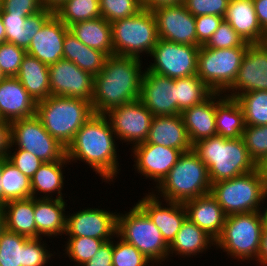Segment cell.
<instances>
[{"mask_svg":"<svg viewBox=\"0 0 267 266\" xmlns=\"http://www.w3.org/2000/svg\"><path fill=\"white\" fill-rule=\"evenodd\" d=\"M66 201V202H65ZM65 199L34 198V218L36 223V238L46 237L59 238L66 231V208Z\"/></svg>","mask_w":267,"mask_h":266,"instance_id":"24","label":"cell"},{"mask_svg":"<svg viewBox=\"0 0 267 266\" xmlns=\"http://www.w3.org/2000/svg\"><path fill=\"white\" fill-rule=\"evenodd\" d=\"M176 78L145 71L139 100L154 116L177 115Z\"/></svg>","mask_w":267,"mask_h":266,"instance_id":"21","label":"cell"},{"mask_svg":"<svg viewBox=\"0 0 267 266\" xmlns=\"http://www.w3.org/2000/svg\"><path fill=\"white\" fill-rule=\"evenodd\" d=\"M111 24L113 55L149 57L158 41L155 17L151 10L141 9L137 14L118 19Z\"/></svg>","mask_w":267,"mask_h":266,"instance_id":"8","label":"cell"},{"mask_svg":"<svg viewBox=\"0 0 267 266\" xmlns=\"http://www.w3.org/2000/svg\"><path fill=\"white\" fill-rule=\"evenodd\" d=\"M242 138L257 165L267 157V125L245 126Z\"/></svg>","mask_w":267,"mask_h":266,"instance_id":"43","label":"cell"},{"mask_svg":"<svg viewBox=\"0 0 267 266\" xmlns=\"http://www.w3.org/2000/svg\"><path fill=\"white\" fill-rule=\"evenodd\" d=\"M130 150L134 171L141 175L140 177H145L142 179L152 180L154 186L148 192L153 191L163 181L183 154L181 150L151 143H140Z\"/></svg>","mask_w":267,"mask_h":266,"instance_id":"16","label":"cell"},{"mask_svg":"<svg viewBox=\"0 0 267 266\" xmlns=\"http://www.w3.org/2000/svg\"><path fill=\"white\" fill-rule=\"evenodd\" d=\"M258 170L261 173L264 186L267 192V157L263 159L258 165H257Z\"/></svg>","mask_w":267,"mask_h":266,"instance_id":"56","label":"cell"},{"mask_svg":"<svg viewBox=\"0 0 267 266\" xmlns=\"http://www.w3.org/2000/svg\"><path fill=\"white\" fill-rule=\"evenodd\" d=\"M54 14L69 28L71 25L101 17L99 0H66Z\"/></svg>","mask_w":267,"mask_h":266,"instance_id":"39","label":"cell"},{"mask_svg":"<svg viewBox=\"0 0 267 266\" xmlns=\"http://www.w3.org/2000/svg\"><path fill=\"white\" fill-rule=\"evenodd\" d=\"M184 0H141L144 9L152 10L155 7L183 3Z\"/></svg>","mask_w":267,"mask_h":266,"instance_id":"55","label":"cell"},{"mask_svg":"<svg viewBox=\"0 0 267 266\" xmlns=\"http://www.w3.org/2000/svg\"><path fill=\"white\" fill-rule=\"evenodd\" d=\"M113 239L104 242L97 253L82 266H113Z\"/></svg>","mask_w":267,"mask_h":266,"instance_id":"51","label":"cell"},{"mask_svg":"<svg viewBox=\"0 0 267 266\" xmlns=\"http://www.w3.org/2000/svg\"><path fill=\"white\" fill-rule=\"evenodd\" d=\"M25 54L24 48L13 43L0 44V66L6 77H16Z\"/></svg>","mask_w":267,"mask_h":266,"instance_id":"46","label":"cell"},{"mask_svg":"<svg viewBox=\"0 0 267 266\" xmlns=\"http://www.w3.org/2000/svg\"><path fill=\"white\" fill-rule=\"evenodd\" d=\"M53 14V10L45 7L30 16L0 12L6 32V42L13 43L27 50L34 35L40 31Z\"/></svg>","mask_w":267,"mask_h":266,"instance_id":"28","label":"cell"},{"mask_svg":"<svg viewBox=\"0 0 267 266\" xmlns=\"http://www.w3.org/2000/svg\"><path fill=\"white\" fill-rule=\"evenodd\" d=\"M244 127V116L239 102L224 93L216 92L217 135L227 139L241 138Z\"/></svg>","mask_w":267,"mask_h":266,"instance_id":"33","label":"cell"},{"mask_svg":"<svg viewBox=\"0 0 267 266\" xmlns=\"http://www.w3.org/2000/svg\"><path fill=\"white\" fill-rule=\"evenodd\" d=\"M93 114L91 102L82 98L50 95L36 104V116L45 130L66 148Z\"/></svg>","mask_w":267,"mask_h":266,"instance_id":"5","label":"cell"},{"mask_svg":"<svg viewBox=\"0 0 267 266\" xmlns=\"http://www.w3.org/2000/svg\"><path fill=\"white\" fill-rule=\"evenodd\" d=\"M3 42H6V32H5L3 20L0 16V44Z\"/></svg>","mask_w":267,"mask_h":266,"instance_id":"57","label":"cell"},{"mask_svg":"<svg viewBox=\"0 0 267 266\" xmlns=\"http://www.w3.org/2000/svg\"><path fill=\"white\" fill-rule=\"evenodd\" d=\"M230 0H184L185 8L195 17L218 15L225 17Z\"/></svg>","mask_w":267,"mask_h":266,"instance_id":"48","label":"cell"},{"mask_svg":"<svg viewBox=\"0 0 267 266\" xmlns=\"http://www.w3.org/2000/svg\"><path fill=\"white\" fill-rule=\"evenodd\" d=\"M3 210L6 230L36 238L34 198L8 201L4 204Z\"/></svg>","mask_w":267,"mask_h":266,"instance_id":"36","label":"cell"},{"mask_svg":"<svg viewBox=\"0 0 267 266\" xmlns=\"http://www.w3.org/2000/svg\"><path fill=\"white\" fill-rule=\"evenodd\" d=\"M43 8L40 0H2L1 12L30 16L41 11Z\"/></svg>","mask_w":267,"mask_h":266,"instance_id":"50","label":"cell"},{"mask_svg":"<svg viewBox=\"0 0 267 266\" xmlns=\"http://www.w3.org/2000/svg\"><path fill=\"white\" fill-rule=\"evenodd\" d=\"M6 76L5 74L3 73L2 69H1V66H0V81H2L3 79H5Z\"/></svg>","mask_w":267,"mask_h":266,"instance_id":"61","label":"cell"},{"mask_svg":"<svg viewBox=\"0 0 267 266\" xmlns=\"http://www.w3.org/2000/svg\"><path fill=\"white\" fill-rule=\"evenodd\" d=\"M112 264L113 266H151L153 263L134 245L116 235L113 238Z\"/></svg>","mask_w":267,"mask_h":266,"instance_id":"42","label":"cell"},{"mask_svg":"<svg viewBox=\"0 0 267 266\" xmlns=\"http://www.w3.org/2000/svg\"><path fill=\"white\" fill-rule=\"evenodd\" d=\"M249 44L223 19L218 29L203 46L212 49H225L248 47Z\"/></svg>","mask_w":267,"mask_h":266,"instance_id":"45","label":"cell"},{"mask_svg":"<svg viewBox=\"0 0 267 266\" xmlns=\"http://www.w3.org/2000/svg\"><path fill=\"white\" fill-rule=\"evenodd\" d=\"M258 23L267 34V0H252Z\"/></svg>","mask_w":267,"mask_h":266,"instance_id":"53","label":"cell"},{"mask_svg":"<svg viewBox=\"0 0 267 266\" xmlns=\"http://www.w3.org/2000/svg\"><path fill=\"white\" fill-rule=\"evenodd\" d=\"M181 116L192 144L216 136V92L202 103L185 109Z\"/></svg>","mask_w":267,"mask_h":266,"instance_id":"31","label":"cell"},{"mask_svg":"<svg viewBox=\"0 0 267 266\" xmlns=\"http://www.w3.org/2000/svg\"><path fill=\"white\" fill-rule=\"evenodd\" d=\"M46 239L29 238L5 229L0 235V266H47L56 256L62 257V252L52 251L54 247L50 250Z\"/></svg>","mask_w":267,"mask_h":266,"instance_id":"11","label":"cell"},{"mask_svg":"<svg viewBox=\"0 0 267 266\" xmlns=\"http://www.w3.org/2000/svg\"><path fill=\"white\" fill-rule=\"evenodd\" d=\"M69 28L53 14L36 33L26 53L47 66L63 59V42Z\"/></svg>","mask_w":267,"mask_h":266,"instance_id":"22","label":"cell"},{"mask_svg":"<svg viewBox=\"0 0 267 266\" xmlns=\"http://www.w3.org/2000/svg\"><path fill=\"white\" fill-rule=\"evenodd\" d=\"M223 19L224 17L209 14L195 17L197 46H202L209 40Z\"/></svg>","mask_w":267,"mask_h":266,"instance_id":"49","label":"cell"},{"mask_svg":"<svg viewBox=\"0 0 267 266\" xmlns=\"http://www.w3.org/2000/svg\"><path fill=\"white\" fill-rule=\"evenodd\" d=\"M107 55L84 45L70 31L63 42V59L74 62L79 68L96 76L104 68Z\"/></svg>","mask_w":267,"mask_h":266,"instance_id":"35","label":"cell"},{"mask_svg":"<svg viewBox=\"0 0 267 266\" xmlns=\"http://www.w3.org/2000/svg\"><path fill=\"white\" fill-rule=\"evenodd\" d=\"M0 181L3 187V206L11 200L32 197L31 180L22 174L7 158H2Z\"/></svg>","mask_w":267,"mask_h":266,"instance_id":"37","label":"cell"},{"mask_svg":"<svg viewBox=\"0 0 267 266\" xmlns=\"http://www.w3.org/2000/svg\"><path fill=\"white\" fill-rule=\"evenodd\" d=\"M177 114L206 100L213 92L197 74L176 78Z\"/></svg>","mask_w":267,"mask_h":266,"instance_id":"38","label":"cell"},{"mask_svg":"<svg viewBox=\"0 0 267 266\" xmlns=\"http://www.w3.org/2000/svg\"><path fill=\"white\" fill-rule=\"evenodd\" d=\"M247 47L199 48L197 75L212 92L225 93L236 80Z\"/></svg>","mask_w":267,"mask_h":266,"instance_id":"10","label":"cell"},{"mask_svg":"<svg viewBox=\"0 0 267 266\" xmlns=\"http://www.w3.org/2000/svg\"><path fill=\"white\" fill-rule=\"evenodd\" d=\"M85 207L78 211L66 213L67 237H91L102 239L105 242L116 236L117 230V211H110L104 208ZM114 212V213H113Z\"/></svg>","mask_w":267,"mask_h":266,"instance_id":"15","label":"cell"},{"mask_svg":"<svg viewBox=\"0 0 267 266\" xmlns=\"http://www.w3.org/2000/svg\"><path fill=\"white\" fill-rule=\"evenodd\" d=\"M236 100L242 108L245 126L267 125V91H250Z\"/></svg>","mask_w":267,"mask_h":266,"instance_id":"40","label":"cell"},{"mask_svg":"<svg viewBox=\"0 0 267 266\" xmlns=\"http://www.w3.org/2000/svg\"><path fill=\"white\" fill-rule=\"evenodd\" d=\"M16 78L36 103L51 95L48 66L28 53L23 58Z\"/></svg>","mask_w":267,"mask_h":266,"instance_id":"32","label":"cell"},{"mask_svg":"<svg viewBox=\"0 0 267 266\" xmlns=\"http://www.w3.org/2000/svg\"><path fill=\"white\" fill-rule=\"evenodd\" d=\"M193 151L205 163L211 184L257 169L242 137L227 139L216 135L204 138L193 144Z\"/></svg>","mask_w":267,"mask_h":266,"instance_id":"3","label":"cell"},{"mask_svg":"<svg viewBox=\"0 0 267 266\" xmlns=\"http://www.w3.org/2000/svg\"><path fill=\"white\" fill-rule=\"evenodd\" d=\"M142 64L135 57L107 56L104 68L94 76L93 113L106 114L114 107L138 100L145 72Z\"/></svg>","mask_w":267,"mask_h":266,"instance_id":"2","label":"cell"},{"mask_svg":"<svg viewBox=\"0 0 267 266\" xmlns=\"http://www.w3.org/2000/svg\"><path fill=\"white\" fill-rule=\"evenodd\" d=\"M101 17L109 23L137 14L142 7L141 0H99Z\"/></svg>","mask_w":267,"mask_h":266,"instance_id":"44","label":"cell"},{"mask_svg":"<svg viewBox=\"0 0 267 266\" xmlns=\"http://www.w3.org/2000/svg\"><path fill=\"white\" fill-rule=\"evenodd\" d=\"M151 11L155 17L158 38L197 46L195 16L183 3L158 6Z\"/></svg>","mask_w":267,"mask_h":266,"instance_id":"17","label":"cell"},{"mask_svg":"<svg viewBox=\"0 0 267 266\" xmlns=\"http://www.w3.org/2000/svg\"><path fill=\"white\" fill-rule=\"evenodd\" d=\"M260 90L267 91V42L248 45L236 80L224 95L236 99L243 93Z\"/></svg>","mask_w":267,"mask_h":266,"instance_id":"19","label":"cell"},{"mask_svg":"<svg viewBox=\"0 0 267 266\" xmlns=\"http://www.w3.org/2000/svg\"><path fill=\"white\" fill-rule=\"evenodd\" d=\"M5 230V214L3 207L0 206V235Z\"/></svg>","mask_w":267,"mask_h":266,"instance_id":"58","label":"cell"},{"mask_svg":"<svg viewBox=\"0 0 267 266\" xmlns=\"http://www.w3.org/2000/svg\"><path fill=\"white\" fill-rule=\"evenodd\" d=\"M144 143L175 148L183 153L193 150V144L190 142L181 114L154 116Z\"/></svg>","mask_w":267,"mask_h":266,"instance_id":"25","label":"cell"},{"mask_svg":"<svg viewBox=\"0 0 267 266\" xmlns=\"http://www.w3.org/2000/svg\"><path fill=\"white\" fill-rule=\"evenodd\" d=\"M224 19L246 42H267V34L258 23L252 0H230Z\"/></svg>","mask_w":267,"mask_h":266,"instance_id":"29","label":"cell"},{"mask_svg":"<svg viewBox=\"0 0 267 266\" xmlns=\"http://www.w3.org/2000/svg\"><path fill=\"white\" fill-rule=\"evenodd\" d=\"M66 165L71 166L66 156L60 161L44 162L31 178L32 198H67L63 192Z\"/></svg>","mask_w":267,"mask_h":266,"instance_id":"30","label":"cell"},{"mask_svg":"<svg viewBox=\"0 0 267 266\" xmlns=\"http://www.w3.org/2000/svg\"><path fill=\"white\" fill-rule=\"evenodd\" d=\"M11 147L34 154L43 162L60 161L66 156V147L53 138L34 115L11 122Z\"/></svg>","mask_w":267,"mask_h":266,"instance_id":"12","label":"cell"},{"mask_svg":"<svg viewBox=\"0 0 267 266\" xmlns=\"http://www.w3.org/2000/svg\"><path fill=\"white\" fill-rule=\"evenodd\" d=\"M36 102L16 77L0 81V120H14L36 115Z\"/></svg>","mask_w":267,"mask_h":266,"instance_id":"23","label":"cell"},{"mask_svg":"<svg viewBox=\"0 0 267 266\" xmlns=\"http://www.w3.org/2000/svg\"><path fill=\"white\" fill-rule=\"evenodd\" d=\"M210 194L226 215L261 211L267 199L258 168L229 180L212 183Z\"/></svg>","mask_w":267,"mask_h":266,"instance_id":"9","label":"cell"},{"mask_svg":"<svg viewBox=\"0 0 267 266\" xmlns=\"http://www.w3.org/2000/svg\"><path fill=\"white\" fill-rule=\"evenodd\" d=\"M205 163L193 151L183 153L163 181L151 191L157 198L184 203L210 193Z\"/></svg>","mask_w":267,"mask_h":266,"instance_id":"4","label":"cell"},{"mask_svg":"<svg viewBox=\"0 0 267 266\" xmlns=\"http://www.w3.org/2000/svg\"><path fill=\"white\" fill-rule=\"evenodd\" d=\"M187 218L216 240L225 224L226 214L210 194H205L183 203Z\"/></svg>","mask_w":267,"mask_h":266,"instance_id":"26","label":"cell"},{"mask_svg":"<svg viewBox=\"0 0 267 266\" xmlns=\"http://www.w3.org/2000/svg\"><path fill=\"white\" fill-rule=\"evenodd\" d=\"M116 141L117 137L106 115L94 113L67 146L66 157L71 165L83 162L87 169H92L95 175L101 177L102 183L110 185L113 182L114 185L121 172L120 149Z\"/></svg>","mask_w":267,"mask_h":266,"instance_id":"1","label":"cell"},{"mask_svg":"<svg viewBox=\"0 0 267 266\" xmlns=\"http://www.w3.org/2000/svg\"><path fill=\"white\" fill-rule=\"evenodd\" d=\"M11 122L0 120V159L7 158L12 145Z\"/></svg>","mask_w":267,"mask_h":266,"instance_id":"52","label":"cell"},{"mask_svg":"<svg viewBox=\"0 0 267 266\" xmlns=\"http://www.w3.org/2000/svg\"><path fill=\"white\" fill-rule=\"evenodd\" d=\"M105 115L111 123L118 142L121 141L122 145L126 143L127 147L131 145L129 150L145 142L154 117L139 99L114 107Z\"/></svg>","mask_w":267,"mask_h":266,"instance_id":"14","label":"cell"},{"mask_svg":"<svg viewBox=\"0 0 267 266\" xmlns=\"http://www.w3.org/2000/svg\"><path fill=\"white\" fill-rule=\"evenodd\" d=\"M52 96L92 100L94 76L74 62L61 59L48 66Z\"/></svg>","mask_w":267,"mask_h":266,"instance_id":"18","label":"cell"},{"mask_svg":"<svg viewBox=\"0 0 267 266\" xmlns=\"http://www.w3.org/2000/svg\"><path fill=\"white\" fill-rule=\"evenodd\" d=\"M263 229L261 211L227 215L223 230L215 240V250H222L230 260L256 263Z\"/></svg>","mask_w":267,"mask_h":266,"instance_id":"6","label":"cell"},{"mask_svg":"<svg viewBox=\"0 0 267 266\" xmlns=\"http://www.w3.org/2000/svg\"><path fill=\"white\" fill-rule=\"evenodd\" d=\"M212 247L215 248V240L194 222L186 218L175 239L169 245V260L171 261V257L174 256L181 257L183 260L186 258L189 260L191 257L197 258L209 252L210 249L214 250Z\"/></svg>","mask_w":267,"mask_h":266,"instance_id":"27","label":"cell"},{"mask_svg":"<svg viewBox=\"0 0 267 266\" xmlns=\"http://www.w3.org/2000/svg\"><path fill=\"white\" fill-rule=\"evenodd\" d=\"M266 200H265V202H267ZM261 212H262V216L264 219V227L267 229V203H266L265 207H263Z\"/></svg>","mask_w":267,"mask_h":266,"instance_id":"60","label":"cell"},{"mask_svg":"<svg viewBox=\"0 0 267 266\" xmlns=\"http://www.w3.org/2000/svg\"><path fill=\"white\" fill-rule=\"evenodd\" d=\"M69 31L84 45L113 55L111 24L103 17L75 23Z\"/></svg>","mask_w":267,"mask_h":266,"instance_id":"34","label":"cell"},{"mask_svg":"<svg viewBox=\"0 0 267 266\" xmlns=\"http://www.w3.org/2000/svg\"><path fill=\"white\" fill-rule=\"evenodd\" d=\"M257 266H267V229L264 227L261 238V247L258 254Z\"/></svg>","mask_w":267,"mask_h":266,"instance_id":"54","label":"cell"},{"mask_svg":"<svg viewBox=\"0 0 267 266\" xmlns=\"http://www.w3.org/2000/svg\"><path fill=\"white\" fill-rule=\"evenodd\" d=\"M2 10V0H0V12Z\"/></svg>","mask_w":267,"mask_h":266,"instance_id":"62","label":"cell"},{"mask_svg":"<svg viewBox=\"0 0 267 266\" xmlns=\"http://www.w3.org/2000/svg\"><path fill=\"white\" fill-rule=\"evenodd\" d=\"M129 210L117 213L116 235L123 241L134 245L153 264L163 266L169 261V245L161 231L148 215L136 204Z\"/></svg>","mask_w":267,"mask_h":266,"instance_id":"7","label":"cell"},{"mask_svg":"<svg viewBox=\"0 0 267 266\" xmlns=\"http://www.w3.org/2000/svg\"><path fill=\"white\" fill-rule=\"evenodd\" d=\"M199 48L159 38L149 55L154 60L146 62L145 71L173 79L197 74Z\"/></svg>","mask_w":267,"mask_h":266,"instance_id":"13","label":"cell"},{"mask_svg":"<svg viewBox=\"0 0 267 266\" xmlns=\"http://www.w3.org/2000/svg\"><path fill=\"white\" fill-rule=\"evenodd\" d=\"M2 172V159H0V175ZM0 206L3 207V187L1 185V181H0Z\"/></svg>","mask_w":267,"mask_h":266,"instance_id":"59","label":"cell"},{"mask_svg":"<svg viewBox=\"0 0 267 266\" xmlns=\"http://www.w3.org/2000/svg\"><path fill=\"white\" fill-rule=\"evenodd\" d=\"M7 159L30 180L44 163L34 154L16 147H11Z\"/></svg>","mask_w":267,"mask_h":266,"instance_id":"47","label":"cell"},{"mask_svg":"<svg viewBox=\"0 0 267 266\" xmlns=\"http://www.w3.org/2000/svg\"><path fill=\"white\" fill-rule=\"evenodd\" d=\"M135 202L161 231L165 242L170 245L187 218L183 203L170 202L157 198L152 192Z\"/></svg>","mask_w":267,"mask_h":266,"instance_id":"20","label":"cell"},{"mask_svg":"<svg viewBox=\"0 0 267 266\" xmlns=\"http://www.w3.org/2000/svg\"><path fill=\"white\" fill-rule=\"evenodd\" d=\"M68 238V239H67ZM65 245L62 246L63 257L69 258L70 263L74 262L73 266H82L89 261L105 242L102 239L91 237H67Z\"/></svg>","mask_w":267,"mask_h":266,"instance_id":"41","label":"cell"}]
</instances>
